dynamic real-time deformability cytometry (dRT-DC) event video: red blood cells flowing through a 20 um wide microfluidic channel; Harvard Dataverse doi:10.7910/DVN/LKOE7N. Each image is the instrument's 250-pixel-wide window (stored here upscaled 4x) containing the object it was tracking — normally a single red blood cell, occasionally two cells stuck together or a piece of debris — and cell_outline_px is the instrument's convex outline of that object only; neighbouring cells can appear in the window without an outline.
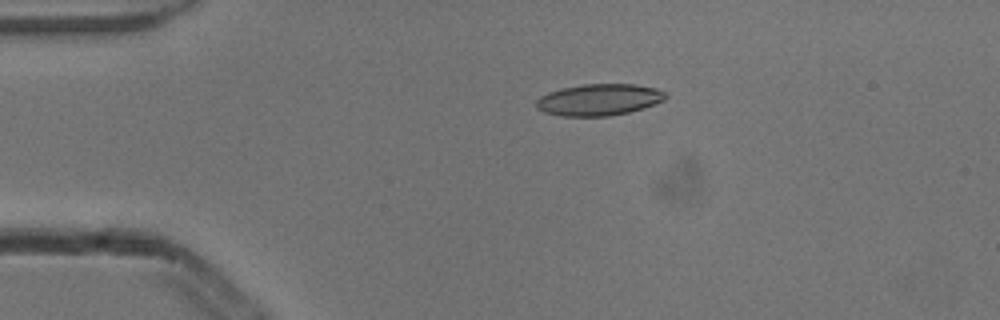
{"species": "common noctule bat (a hibernating species)", "species_latin": "Nyctalus noctula", "temperature_condition": "cold", "stored_images_in_passage": 2, "camera_frame_rate_fps": 3000, "um_per_image_px": 0.085, "animal": {"sex": "male", "body_mass_g": 13.3}, "frame": {"image": 1, "passage_image": 1, "time_ms": 0.0, "image_size_px": [1000, 320], "cell_outline_px": [[668, 96], [664, 100], [656, 104], [644, 108], [628, 112], [608, 116], [560, 116], [544, 112], [536, 108], [536, 100], [540, 96], [548, 92], [564, 88], [584, 84], [636, 84], [656, 88], [668, 92]], "centroid_in_image_um": [50.95, 8.47], "position_along_channel_um": 34.1, "area_um2": 23.99}}